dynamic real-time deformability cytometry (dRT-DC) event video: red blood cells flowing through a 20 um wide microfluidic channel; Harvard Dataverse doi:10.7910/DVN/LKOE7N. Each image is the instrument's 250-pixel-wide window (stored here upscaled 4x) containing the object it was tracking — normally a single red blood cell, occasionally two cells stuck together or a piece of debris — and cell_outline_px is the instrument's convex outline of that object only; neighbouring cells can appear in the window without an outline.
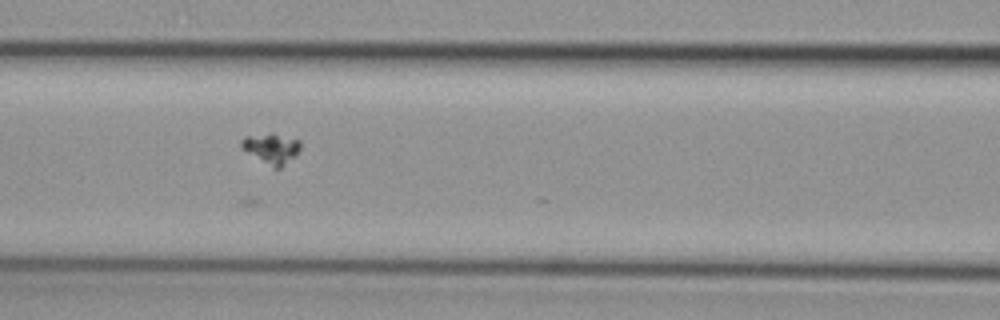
{"species": "common noctule bat (a hibernating species)", "species_latin": "Nyctalus noctula", "temperature_condition": "cold", "stored_images_in_passage": 43, "camera_frame_rate_fps": 3000, "um_per_image_px": 0.085, "animal": {"sex": "female", "body_mass_g": 29.2, "forearm_length_mm": 56.3}, "frame": {"image": 1, "passage_image": 11, "time_ms": 3.333, "image_size_px": [1000, 320], "cell_outline_px": [[300, 148], [296, 156], [280, 168], [272, 168], [240, 148], [240, 140], [244, 136], [272, 132], [300, 140]], "centroid_in_image_um": [23.05, 12.6], "position_along_channel_um": 143.6, "area_um2": 10.75}}
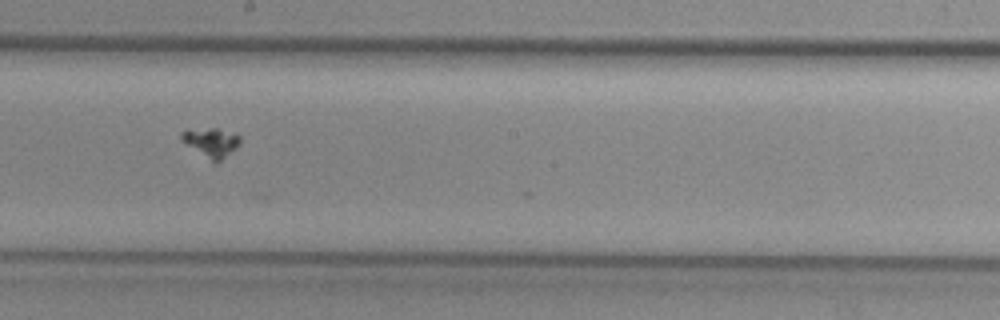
{"frame": {"image": 2, "passage_image": 18, "time_ms": 5.667, "image_size_px": [1000, 320], "cell_outline_px": [[240, 144], [236, 148], [216, 164], [212, 164], [188, 144], [180, 136], [180, 132], [188, 128], [216, 128], [236, 132], [240, 136]], "centroid_in_image_um": [17.99, 12.1], "position_along_channel_um": 230.2, "area_um2": 10.23}}